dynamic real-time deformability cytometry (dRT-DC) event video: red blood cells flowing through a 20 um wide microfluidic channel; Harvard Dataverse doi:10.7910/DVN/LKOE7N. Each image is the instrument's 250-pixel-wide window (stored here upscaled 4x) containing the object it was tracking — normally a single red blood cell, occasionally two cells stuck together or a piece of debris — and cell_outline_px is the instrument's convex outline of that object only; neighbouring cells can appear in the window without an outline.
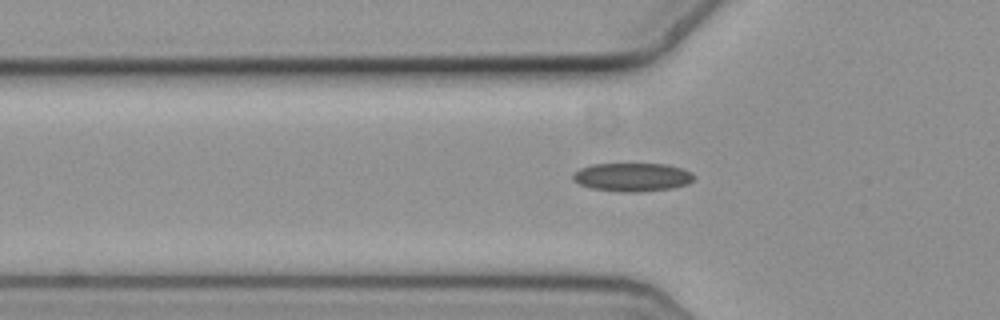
{"species": "common noctule bat (a hibernating species)", "species_latin": "Nyctalus noctula", "temperature_condition": "cold", "stored_images_in_passage": 36, "camera_frame_rate_fps": 3000, "um_per_image_px": 0.085, "animal": {"sex": "female", "body_mass_g": 19.3, "forearm_length_mm": 54.1}, "frame": {"image": 1, "passage_image": 6, "time_ms": 1.667, "image_size_px": [1000, 320], "cell_outline_px": [[696, 176], [688, 184], [672, 188], [640, 192], [620, 192], [592, 188], [580, 184], [572, 180], [572, 172], [580, 168], [592, 164], [664, 164], [680, 168], [692, 172]], "centroid_in_image_um": [53.73, 15.06], "position_along_channel_um": 72.1, "area_um2": 20.17}}
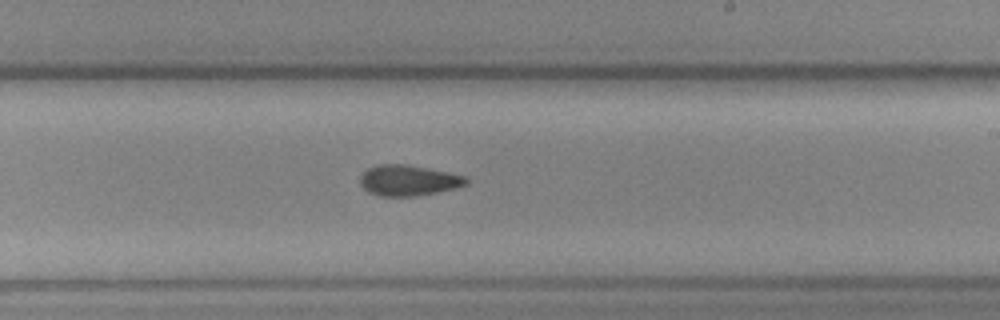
{"frame": {"image": 2, "passage_image": 21, "time_ms": 6.667, "image_size_px": [1000, 320], "cell_outline_px": [[468, 184], [456, 188], [416, 196], [380, 196], [368, 192], [360, 184], [360, 176], [368, 168], [376, 164], [408, 164], [448, 172], [464, 176], [468, 180]], "centroid_in_image_um": [34.7, 15.33], "position_along_channel_um": 254.3, "area_um2": 19.02}}
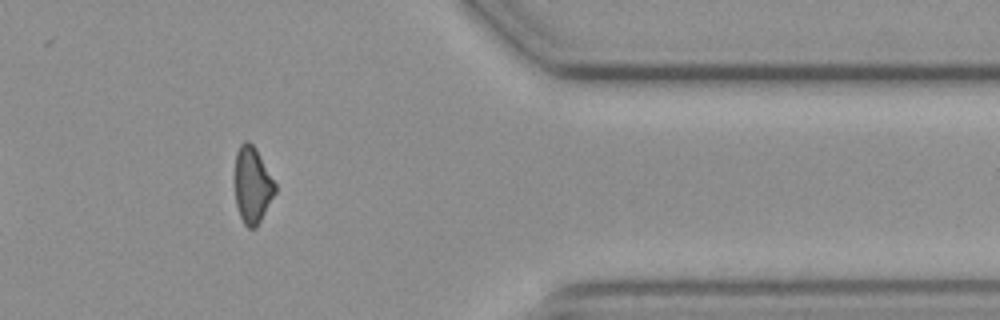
{"frame": {"image": 3, "passage_image": 34, "time_ms": 11.0, "image_size_px": [1000, 320], "cell_outline_px": [[276, 192], [256, 228], [248, 228], [244, 224], [240, 216], [236, 204], [236, 152], [240, 144], [244, 140], [248, 140], [256, 148], [276, 184]], "centroid_in_image_um": [21.46, 15.72], "position_along_channel_um": 389.9, "area_um2": 17.74}, "authors_computed_cell_mechanics": {"area_um2": 19.1318, "velocity_mm_per_s": 3.6405, "shape_relaxation_time_tau1_ms": null, "shape_relaxation_time_tau2_ms": 6.9202, "deformation_change_tau1": null, "deformation_change_tau2": 0.1306}}